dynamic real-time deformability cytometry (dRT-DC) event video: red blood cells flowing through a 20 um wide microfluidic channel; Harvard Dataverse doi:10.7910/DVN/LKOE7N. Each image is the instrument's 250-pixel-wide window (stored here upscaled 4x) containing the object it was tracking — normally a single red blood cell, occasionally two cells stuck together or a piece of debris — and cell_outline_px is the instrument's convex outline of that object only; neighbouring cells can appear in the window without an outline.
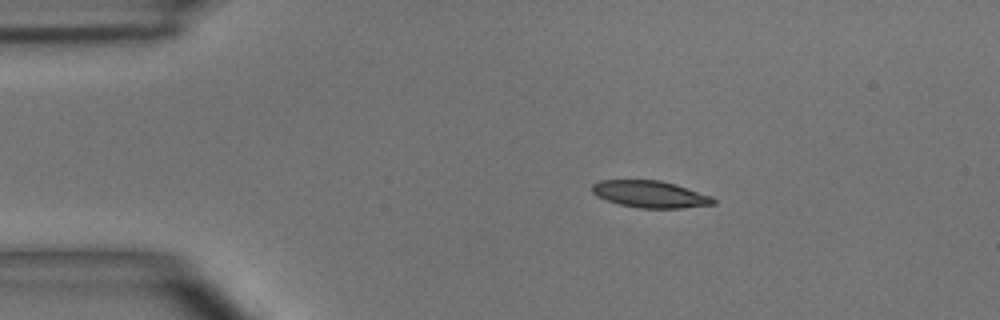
{"species": "common noctule bat (a hibernating species)", "species_latin": "Nyctalus noctula", "temperature_condition": "room temperature", "stored_images_in_passage": 42, "camera_frame_rate_fps": 3000, "um_per_image_px": 0.085, "animal": {"sex": "male", "body_mass_g": 15.6}, "frame": {"image": 1, "passage_image": 1, "time_ms": 0.0, "image_size_px": [1000, 320], "cell_outline_px": [[716, 204], [680, 208], [640, 208], [620, 204], [604, 200], [596, 196], [592, 192], [592, 184], [600, 180], [660, 180], [712, 196], [716, 200]], "centroid_in_image_um": [55.23, 16.51], "position_along_channel_um": 29.8, "area_um2": 18.96}}
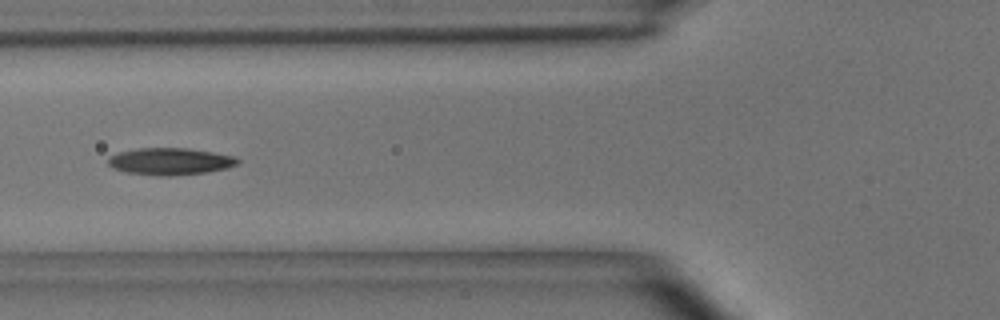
{"frame": {"image": 2, "passage_image": 11, "time_ms": 3.333, "image_size_px": [1000, 320], "cell_outline_px": [[240, 160], [236, 164], [228, 168], [208, 172], [172, 176], [160, 176], [128, 172], [112, 168], [108, 164], [108, 160], [112, 156], [120, 152], [136, 148], [188, 148], [212, 152], [232, 156]], "centroid_in_image_um": [14.47, 13.72], "position_along_channel_um": 111.3, "area_um2": 20.23}}
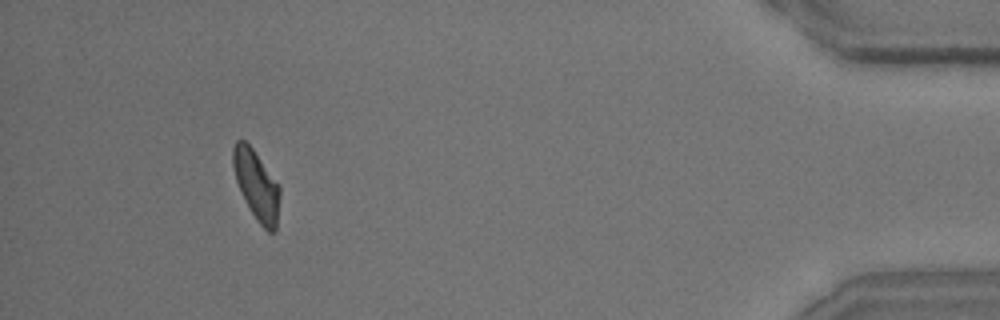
{"frame": {"image": 3, "passage_image": 39, "time_ms": 12.667, "image_size_px": [1000, 320], "cell_outline_px": [[280, 192], [276, 232], [268, 232], [256, 220], [236, 180], [232, 164], [232, 148], [236, 140], [244, 140], [252, 148], [280, 188]], "centroid_in_image_um": [21.8, 15.74], "position_along_channel_um": 413.4, "area_um2": 18.44}, "authors_computed_cell_mechanics": {"area_um2": 19.5364, "velocity_mm_per_s": 3.9182, "shape_relaxation_time_tau1_ms": 4.7135, "shape_relaxation_time_tau2_ms": 4.4894, "deformation_change_tau1": 0.148, "deformation_change_tau2": 0.1171}}